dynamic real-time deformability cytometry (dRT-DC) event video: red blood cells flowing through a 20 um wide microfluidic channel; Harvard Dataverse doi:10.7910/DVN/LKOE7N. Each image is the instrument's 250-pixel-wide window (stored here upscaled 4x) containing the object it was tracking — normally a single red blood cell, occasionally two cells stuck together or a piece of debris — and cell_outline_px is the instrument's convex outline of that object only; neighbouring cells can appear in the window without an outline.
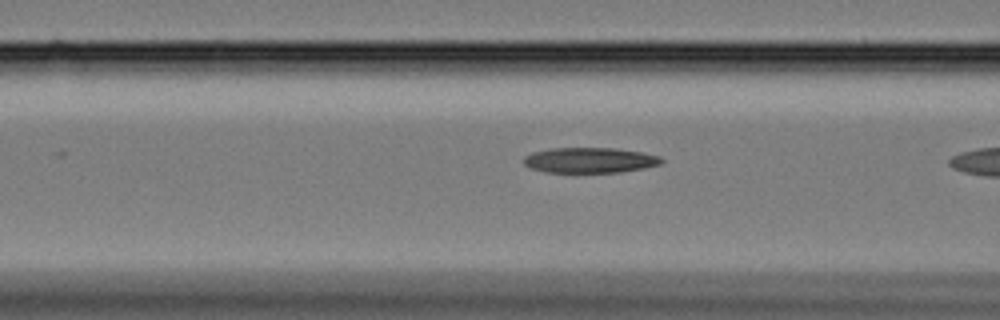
{"species": "Egyptian fruit bat (a non-hibernating species)", "species_latin": "Rousettus aegyptiacus", "temperature_condition": "cold", "stored_images_in_passage": 21, "camera_frame_rate_fps": 3000, "um_per_image_px": 0.085, "animal": {"sex": "female"}, "frame": {"image": 1, "passage_image": 20, "time_ms": 6.333, "image_size_px": [1000, 320], "cell_outline_px": [[664, 160], [660, 164], [644, 168], [620, 172], [544, 172], [532, 168], [524, 164], [524, 156], [532, 152], [552, 148], [616, 148], [644, 152], [660, 156]], "centroid_in_image_um": [50.16, 13.61], "position_along_channel_um": 116.4, "area_um2": 20.4}}